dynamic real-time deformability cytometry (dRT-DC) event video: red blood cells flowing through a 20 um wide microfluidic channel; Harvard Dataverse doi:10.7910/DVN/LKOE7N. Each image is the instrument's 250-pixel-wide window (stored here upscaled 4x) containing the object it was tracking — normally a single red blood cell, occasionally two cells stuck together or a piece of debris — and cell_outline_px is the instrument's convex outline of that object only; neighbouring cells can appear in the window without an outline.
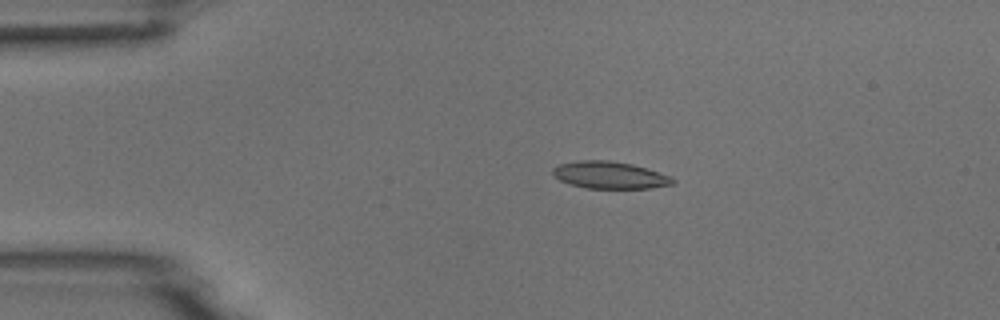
{"species": "common noctule bat (a hibernating species)", "species_latin": "Nyctalus noctula", "temperature_condition": "room temperature", "stored_images_in_passage": 4, "camera_frame_rate_fps": 3000, "um_per_image_px": 0.085, "animal": {"sex": "male", "body_mass_g": 18.8}, "frame": {"image": 1, "passage_image": 3, "time_ms": 3.333, "image_size_px": [1000, 320], "cell_outline_px": [[676, 184], [652, 188], [588, 188], [572, 184], [560, 180], [552, 176], [552, 168], [560, 164], [580, 160], [608, 160], [632, 164], [648, 168], [668, 176], [676, 180]], "centroid_in_image_um": [51.84, 14.88], "position_along_channel_um": 33.2, "area_um2": 18.96}}